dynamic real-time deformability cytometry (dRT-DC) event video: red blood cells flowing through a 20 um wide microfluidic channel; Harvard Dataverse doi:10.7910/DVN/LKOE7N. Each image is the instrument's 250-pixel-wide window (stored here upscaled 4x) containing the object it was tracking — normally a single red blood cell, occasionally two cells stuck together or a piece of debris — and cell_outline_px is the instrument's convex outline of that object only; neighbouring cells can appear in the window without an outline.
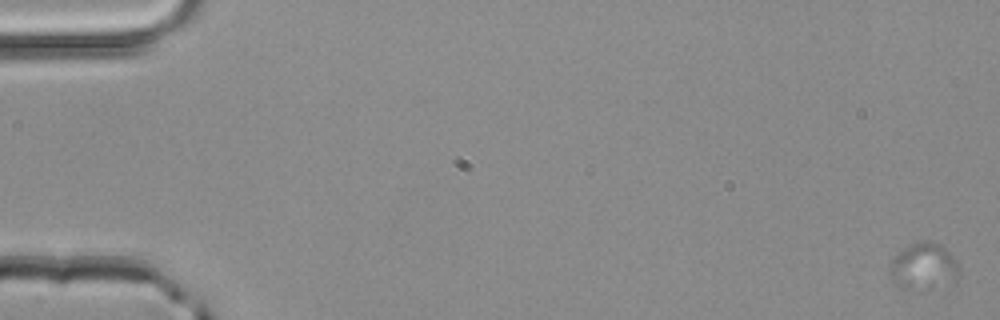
{"species": "common noctule bat (a hibernating species)", "species_latin": "Nyctalus noctula", "temperature_condition": "room temperature", "stored_images_in_passage": 5, "segment_of_instrument_passage": [2, 2], "camera_frame_rate_fps": 3000, "um_per_image_px": 0.085, "animal": {"sex": "male", "body_mass_g": 20.4}, "frame": {"image": 1, "passage_image": 5, "time_ms": 1.333, "image_size_px": [1000, 320], "cell_outline_px": [[956, 284], [924, 292], [904, 292], [892, 280], [888, 264], [908, 244], [920, 240], [928, 240], [940, 244], [956, 260]], "centroid_in_image_um": [78.48, 22.74], "position_along_channel_um": 6.5, "area_um2": 19.77}}